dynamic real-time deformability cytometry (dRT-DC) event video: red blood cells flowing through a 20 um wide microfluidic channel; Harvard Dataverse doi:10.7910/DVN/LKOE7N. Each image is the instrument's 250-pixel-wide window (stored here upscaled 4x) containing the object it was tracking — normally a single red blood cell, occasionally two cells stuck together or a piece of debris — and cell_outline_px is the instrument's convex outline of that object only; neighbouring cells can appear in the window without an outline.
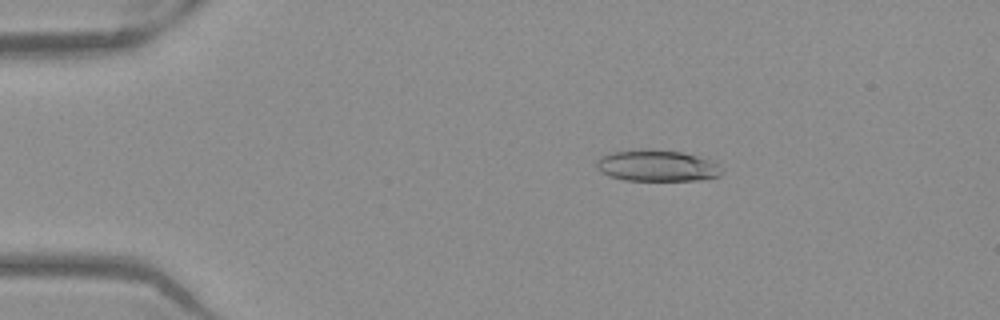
{"species": "Egyptian fruit bat (a non-hibernating species)", "species_latin": "Rousettus aegyptiacus", "temperature_condition": "warm", "stored_images_in_passage": 52, "camera_frame_rate_fps": 3000, "um_per_image_px": 0.085, "frame": {"image": 1, "passage_image": 10, "time_ms": 3.0, "image_size_px": [1000, 320], "cell_outline_px": [[724, 172], [720, 176], [696, 180], [624, 180], [608, 176], [600, 172], [596, 168], [596, 160], [600, 156], [612, 152], [628, 148], [648, 148], [680, 152], [716, 160], [724, 168]], "centroid_in_image_um": [55.85, 14.06], "position_along_channel_um": 29.1, "area_um2": 23.7}}
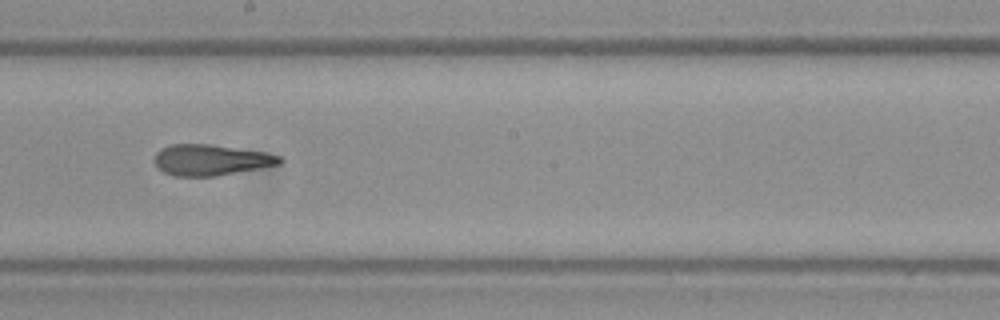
{"frame": {"image": 2, "passage_image": 30, "time_ms": 9.667, "image_size_px": [1000, 320], "cell_outline_px": [[284, 160], [280, 164], [216, 176], [172, 176], [164, 172], [152, 160], [156, 152], [160, 148], [172, 144], [212, 144], [264, 152], [280, 156]], "centroid_in_image_um": [17.89, 13.59], "position_along_channel_um": 230.3, "area_um2": 22.6}}
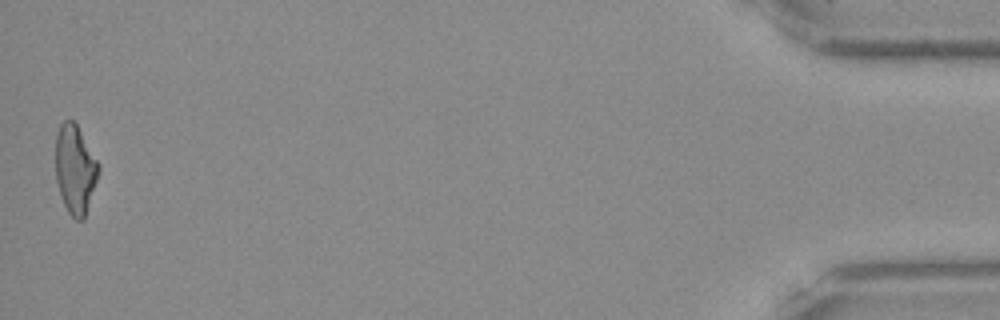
{"frame": {"image": 3, "passage_image": 52, "time_ms": 17.0, "image_size_px": [1000, 320], "cell_outline_px": [[100, 168], [84, 220], [76, 220], [68, 212], [60, 196], [56, 180], [56, 132], [60, 124], [64, 120], [72, 120], [76, 124], [100, 164]], "centroid_in_image_um": [6.38, 14.39], "position_along_channel_um": 428.8, "area_um2": 22.2}, "authors_computed_cell_mechanics": {"area_um2": 22.831, "velocity_mm_per_s": 3.9501, "shape_relaxation_time_tau1_ms": null, "shape_relaxation_time_tau2_ms": 2.1798, "deformation_change_tau1": null, "deformation_change_tau2": 0.1201}}